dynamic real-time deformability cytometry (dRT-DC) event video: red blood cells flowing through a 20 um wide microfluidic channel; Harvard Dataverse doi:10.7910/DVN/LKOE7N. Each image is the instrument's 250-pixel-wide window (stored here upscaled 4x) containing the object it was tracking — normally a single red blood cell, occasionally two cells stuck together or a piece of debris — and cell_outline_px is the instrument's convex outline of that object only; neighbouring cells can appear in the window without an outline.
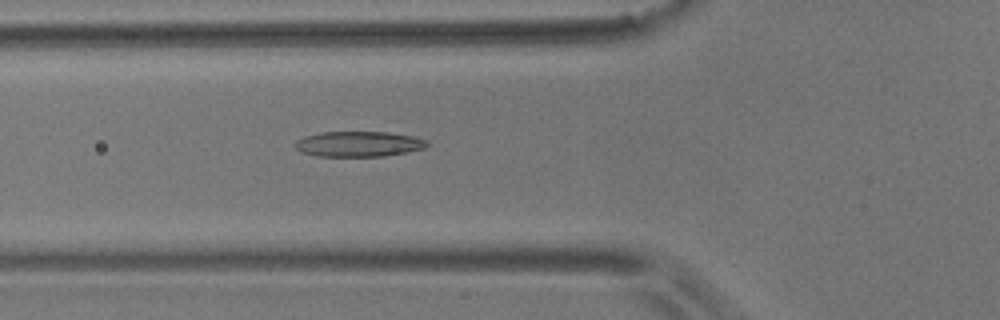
{"species": "common noctule bat (a hibernating species)", "species_latin": "Nyctalus noctula", "temperature_condition": "room temperature", "stored_images_in_passage": 3, "camera_frame_rate_fps": 3000, "um_per_image_px": 0.085, "animal": {"sex": "male", "body_mass_g": 17.9}, "frame": {"image": 1, "passage_image": 3, "time_ms": 0.667, "image_size_px": [1000, 320], "cell_outline_px": [[432, 144], [424, 148], [384, 156], [316, 156], [300, 152], [296, 148], [296, 140], [304, 136], [320, 132], [388, 132], [412, 136], [428, 140]], "centroid_in_image_um": [30.49, 12.23], "position_along_channel_um": 95.3, "area_um2": 19.54}}